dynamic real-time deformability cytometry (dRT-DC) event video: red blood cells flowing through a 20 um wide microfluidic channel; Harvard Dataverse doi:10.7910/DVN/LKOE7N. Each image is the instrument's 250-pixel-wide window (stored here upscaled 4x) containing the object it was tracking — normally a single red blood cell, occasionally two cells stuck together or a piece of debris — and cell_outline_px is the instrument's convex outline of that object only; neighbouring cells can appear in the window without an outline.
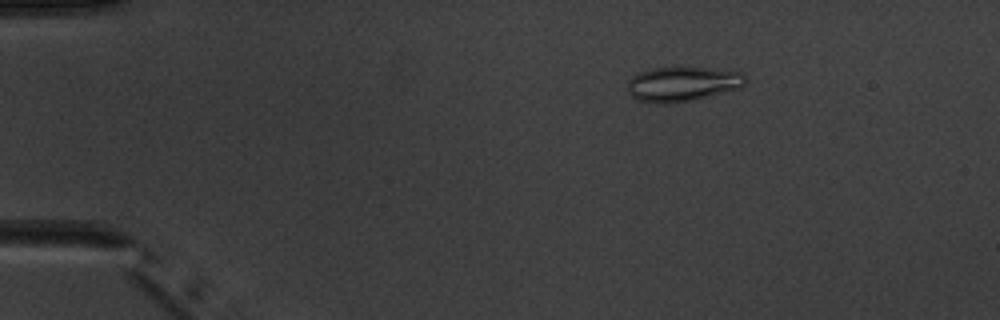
{"species": "common noctule bat (a hibernating species)", "species_latin": "Nyctalus noctula", "temperature_condition": "warm", "stored_images_in_passage": 5, "camera_frame_rate_fps": 3000, "um_per_image_px": 0.085, "animal": {"sex": "male", "body_mass_g": 20.1, "forearm_length_mm": 53.5}, "frame": {"image": 1, "passage_image": 3, "time_ms": 2.667, "image_size_px": [1000, 320], "cell_outline_px": [[748, 80], [740, 88], [692, 100], [672, 104], [656, 104], [636, 100], [628, 92], [628, 80], [632, 76], [640, 72], [652, 68], [708, 68], [744, 72]], "centroid_in_image_um": [58.01, 7.15], "position_along_channel_um": 27.0, "area_um2": 23.99}}